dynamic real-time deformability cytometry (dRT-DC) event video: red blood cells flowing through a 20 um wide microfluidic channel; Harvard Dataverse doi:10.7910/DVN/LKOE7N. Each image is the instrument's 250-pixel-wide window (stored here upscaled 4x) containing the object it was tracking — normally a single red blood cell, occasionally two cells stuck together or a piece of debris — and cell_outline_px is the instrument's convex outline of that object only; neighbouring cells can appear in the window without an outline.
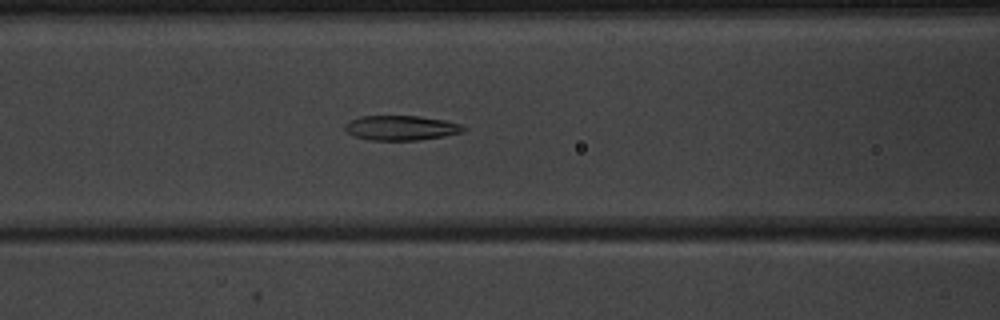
{"species": "common noctule bat (a hibernating species)", "species_latin": "Nyctalus noctula", "temperature_condition": "warm", "stored_images_in_passage": 52, "camera_frame_rate_fps": 3000, "um_per_image_px": 0.085, "animal": {"sex": "male", "body_mass_g": 20.1, "forearm_length_mm": 53.5}, "frame": {"image": 1, "passage_image": 22, "time_ms": 7.0, "image_size_px": [1000, 320], "cell_outline_px": [[468, 128], [464, 132], [444, 136], [420, 140], [368, 140], [356, 136], [348, 132], [344, 128], [344, 124], [360, 116], [420, 116], [444, 120], [460, 124]], "centroid_in_image_um": [34.13, 10.87], "position_along_channel_um": 132.5, "area_um2": 17.11}}
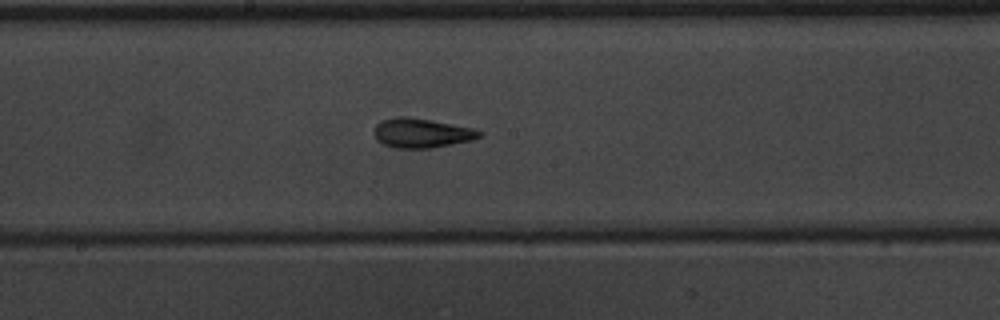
{"frame": {"image": 2, "passage_image": 28, "time_ms": 9.0, "image_size_px": [1000, 320], "cell_outline_px": [[484, 132], [480, 136], [472, 140], [432, 148], [396, 148], [384, 144], [376, 140], [372, 132], [376, 124], [380, 120], [396, 116], [408, 116], [432, 120], [472, 128]], "centroid_in_image_um": [35.78, 11.3], "position_along_channel_um": 212.4, "area_um2": 18.26}}
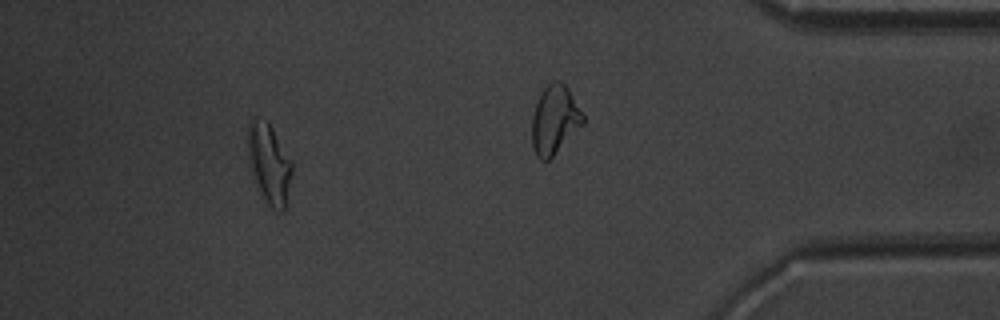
{"frame": {"image": 3, "passage_image": 47, "time_ms": 15.333, "image_size_px": [1000, 320], "cell_outline_px": [[292, 172], [284, 208], [280, 212], [272, 208], [264, 200], [248, 160], [248, 120], [252, 116], [268, 120], [292, 160]], "centroid_in_image_um": [22.87, 13.81], "position_along_channel_um": 412.3, "area_um2": 20.46}, "authors_computed_cell_mechanics": {"area_um2": 18.2648, "velocity_mm_per_s": 3.9991, "shape_relaxation_time_tau1_ms": 9.387, "shape_relaxation_time_tau2_ms": 2.1201, "deformation_change_tau1": 0.2411, "deformation_change_tau2": 0.0981}}